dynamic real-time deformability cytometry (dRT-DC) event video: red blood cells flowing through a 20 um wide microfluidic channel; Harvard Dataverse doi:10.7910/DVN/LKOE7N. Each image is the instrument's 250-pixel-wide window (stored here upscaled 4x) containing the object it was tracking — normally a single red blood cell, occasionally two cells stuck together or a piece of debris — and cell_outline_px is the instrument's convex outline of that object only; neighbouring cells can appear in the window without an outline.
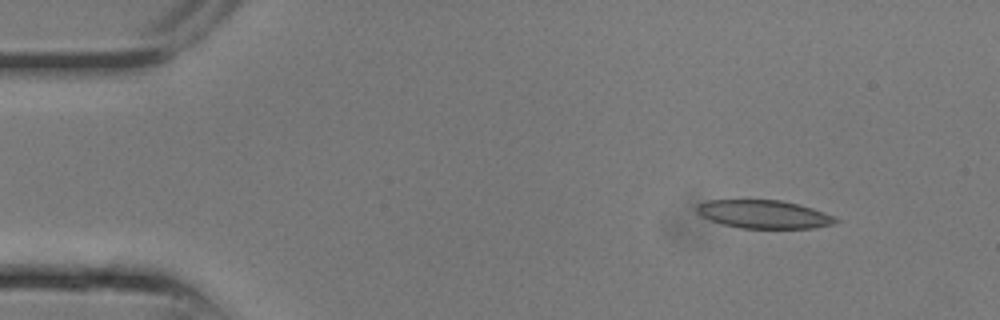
{"species": "common noctule bat (a hibernating species)", "species_latin": "Nyctalus noctula", "temperature_condition": "room temperature", "stored_images_in_passage": 9, "camera_frame_rate_fps": 3000, "um_per_image_px": 0.085, "animal": {"sex": "male", "body_mass_g": 13.3}, "frame": {"image": 1, "passage_image": 2, "time_ms": 0.333, "image_size_px": [1000, 320], "cell_outline_px": [[840, 220], [832, 224], [812, 228], [740, 228], [724, 224], [712, 220], [696, 212], [696, 208], [700, 204], [708, 200], [780, 200], [812, 208], [832, 216]], "centroid_in_image_um": [64.93, 18.21], "position_along_channel_um": 20.1, "area_um2": 22.37}}
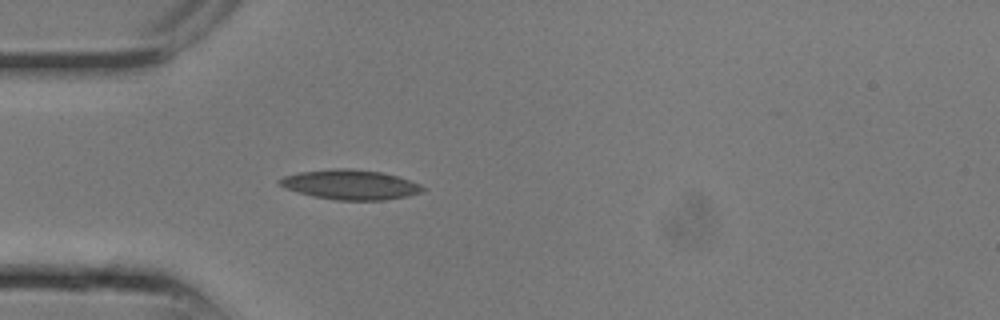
{"frame": {"image": 2, "passage_image": 6, "time_ms": 1.667, "image_size_px": [1000, 320], "cell_outline_px": [[428, 188], [420, 192], [408, 196], [384, 200], [336, 200], [312, 196], [284, 188], [276, 184], [276, 180], [284, 176], [300, 172], [332, 168], [348, 168], [380, 172], [396, 176], [420, 184]], "centroid_in_image_um": [29.73, 15.69], "position_along_channel_um": 55.3, "area_um2": 24.91}}
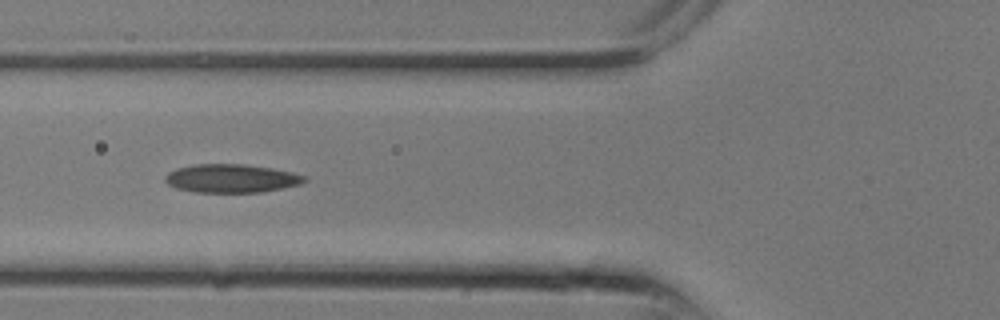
{"frame": {"image": 3, "passage_image": 8, "time_ms": 2.333, "image_size_px": [1000, 320], "cell_outline_px": [[308, 180], [300, 184], [260, 192], [196, 192], [176, 188], [168, 184], [164, 180], [164, 176], [168, 172], [176, 168], [192, 164], [244, 164], [272, 168], [292, 172], [304, 176]], "centroid_in_image_um": [19.62, 15.15], "position_along_channel_um": 106.2, "area_um2": 23.06}}